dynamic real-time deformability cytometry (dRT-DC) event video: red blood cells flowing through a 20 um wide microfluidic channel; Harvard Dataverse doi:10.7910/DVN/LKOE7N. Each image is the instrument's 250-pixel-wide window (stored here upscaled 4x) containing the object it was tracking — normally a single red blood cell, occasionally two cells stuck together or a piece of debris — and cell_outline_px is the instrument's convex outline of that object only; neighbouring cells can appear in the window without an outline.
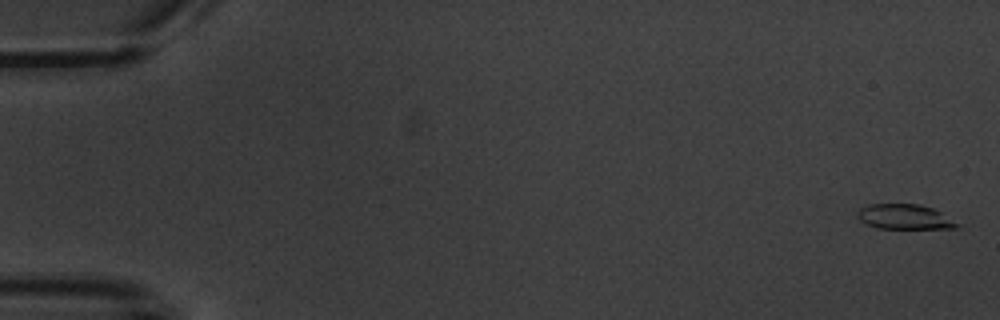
{"species": "common noctule bat (a hibernating species)", "species_latin": "Nyctalus noctula", "temperature_condition": "warm", "stored_images_in_passage": 7, "camera_frame_rate_fps": 3000, "um_per_image_px": 0.085, "animal": {"sex": "male", "body_mass_g": 20.1, "forearm_length_mm": 53.5}, "frame": {"image": 1, "passage_image": 1, "time_ms": 0.0, "image_size_px": [1000, 320], "cell_outline_px": [[960, 224], [956, 228], [876, 228], [860, 220], [856, 212], [860, 208], [868, 204], [920, 204], [932, 208], [940, 212]], "centroid_in_image_um": [76.87, 18.42], "position_along_channel_um": 8.1, "area_um2": 14.33}}
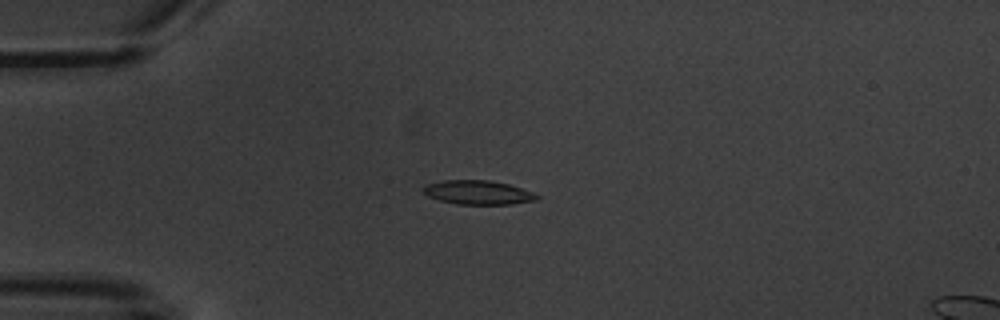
{"frame": {"image": 2, "passage_image": 5, "time_ms": 4.667, "image_size_px": [1000, 320], "cell_outline_px": [[540, 196], [536, 200], [512, 204], [456, 204], [440, 200], [428, 196], [424, 192], [424, 184], [444, 180], [488, 180], [508, 184], [532, 192]], "centroid_in_image_um": [40.62, 16.35], "position_along_channel_um": 44.4, "area_um2": 15.78}}